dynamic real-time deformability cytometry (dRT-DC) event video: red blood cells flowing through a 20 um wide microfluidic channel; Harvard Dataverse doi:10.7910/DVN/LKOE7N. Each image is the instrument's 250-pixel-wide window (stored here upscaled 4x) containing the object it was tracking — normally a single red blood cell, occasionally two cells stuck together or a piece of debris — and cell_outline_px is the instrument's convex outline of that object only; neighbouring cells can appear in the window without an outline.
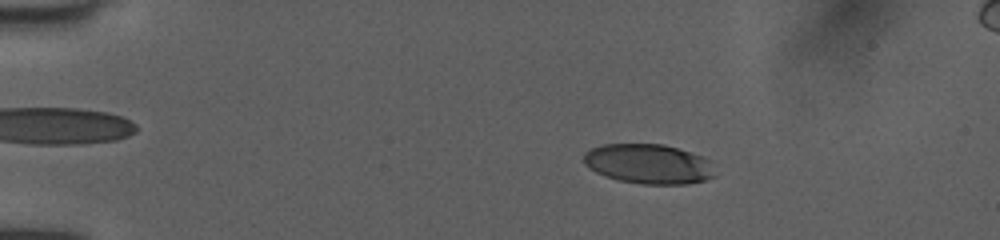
{"species": "human", "species_latin": "Homo sapiens", "temperature_condition": "room temperature", "stored_images_in_passage": 15, "camera_frame_rate_fps": 3000, "um_per_image_px": 0.085, "donor": {"sex": "female"}, "frame": {"image": 1, "passage_image": 1, "time_ms": 0.0, "image_size_px": [1000, 240], "cell_outline_px": [[716, 176], [704, 180], [688, 184], [640, 184], [616, 180], [604, 176], [588, 168], [584, 164], [584, 152], [592, 148], [604, 144], [664, 144], [700, 156], [708, 160]], "centroid_in_image_um": [55.08, 13.95], "position_along_channel_um": 29.9, "area_um2": 30.35}}
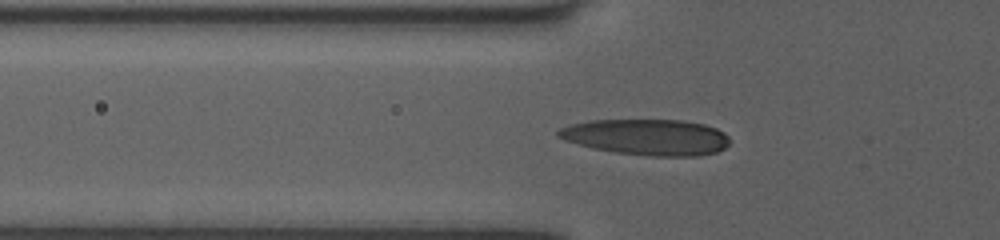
{"frame": {"image": 2, "passage_image": 10, "time_ms": 3.0, "image_size_px": [1000, 240], "cell_outline_px": [[728, 144], [724, 148], [716, 152], [700, 156], [652, 156], [616, 152], [592, 148], [564, 140], [556, 136], [556, 132], [560, 128], [568, 124], [592, 120], [684, 120], [704, 124], [716, 128], [724, 132], [728, 136]], "centroid_in_image_um": [54.97, 11.65], "position_along_channel_um": 70.8, "area_um2": 36.07}}
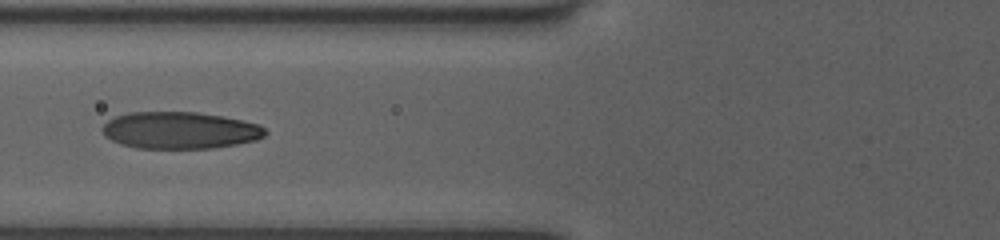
{"frame": {"image": 3, "passage_image": 13, "time_ms": 4.0, "image_size_px": [1000, 240], "cell_outline_px": [[268, 132], [264, 136], [256, 140], [236, 144], [212, 148], [136, 148], [120, 144], [104, 136], [104, 124], [108, 120], [116, 116], [128, 112], [196, 112], [224, 116], [260, 124]], "centroid_in_image_um": [15.31, 11.07], "position_along_channel_um": 110.5, "area_um2": 35.08}}